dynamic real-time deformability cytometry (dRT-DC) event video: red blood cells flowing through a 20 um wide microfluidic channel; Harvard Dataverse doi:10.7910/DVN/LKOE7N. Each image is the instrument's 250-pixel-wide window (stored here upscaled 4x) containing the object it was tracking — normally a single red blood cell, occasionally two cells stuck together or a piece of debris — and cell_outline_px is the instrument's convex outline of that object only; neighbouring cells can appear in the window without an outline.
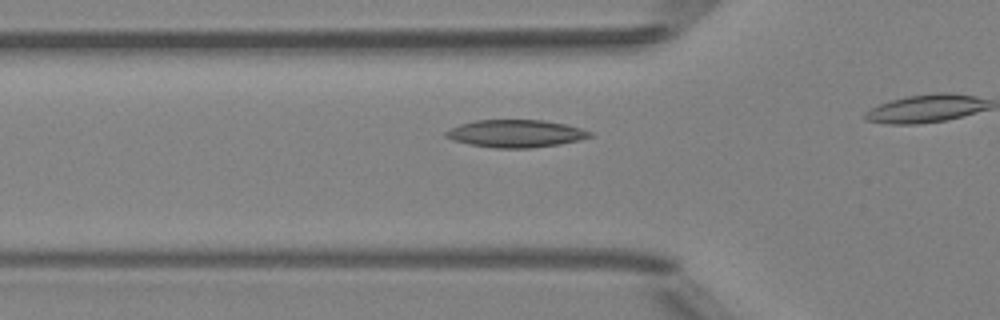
{"species": "Egyptian fruit bat (a non-hibernating species)", "species_latin": "Rousettus aegyptiacus", "temperature_condition": "room temperature", "stored_images_in_passage": 19, "camera_frame_rate_fps": 3000, "um_per_image_px": 0.085, "animal": {"sex": "female"}, "frame": {"image": 1, "passage_image": 14, "time_ms": 4.333, "image_size_px": [1000, 320], "cell_outline_px": [[592, 136], [580, 140], [560, 144], [528, 148], [496, 148], [468, 144], [452, 140], [444, 136], [444, 132], [460, 124], [476, 120], [544, 120], [564, 124], [580, 128], [592, 132]], "centroid_in_image_um": [43.82, 11.35], "position_along_channel_um": 82.0, "area_um2": 23.06}}